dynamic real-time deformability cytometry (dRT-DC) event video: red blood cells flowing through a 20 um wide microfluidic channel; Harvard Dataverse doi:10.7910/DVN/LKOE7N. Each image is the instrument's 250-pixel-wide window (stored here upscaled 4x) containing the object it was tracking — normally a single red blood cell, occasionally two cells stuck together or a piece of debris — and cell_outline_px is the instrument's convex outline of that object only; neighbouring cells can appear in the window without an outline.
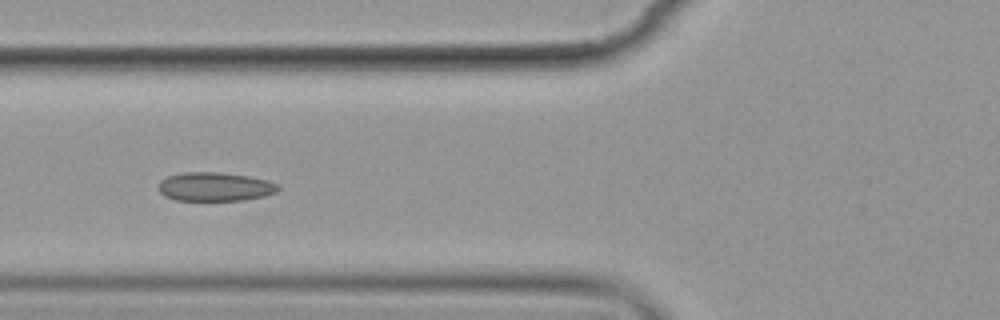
{"species": "common noctule bat (a hibernating species)", "species_latin": "Nyctalus noctula", "temperature_condition": "cold", "stored_images_in_passage": 8, "camera_frame_rate_fps": 3000, "um_per_image_px": 0.085, "animal": {"sex": "female", "body_mass_g": 19.9}, "frame": {"image": 1, "passage_image": 7, "time_ms": 7.333, "image_size_px": [1000, 320], "cell_outline_px": [[280, 188], [276, 192], [264, 196], [244, 200], [176, 200], [164, 196], [156, 188], [160, 180], [168, 176], [184, 172], [220, 172], [248, 176], [268, 180], [280, 184]], "centroid_in_image_um": [18.27, 15.87], "position_along_channel_um": 107.5, "area_um2": 20.29}}
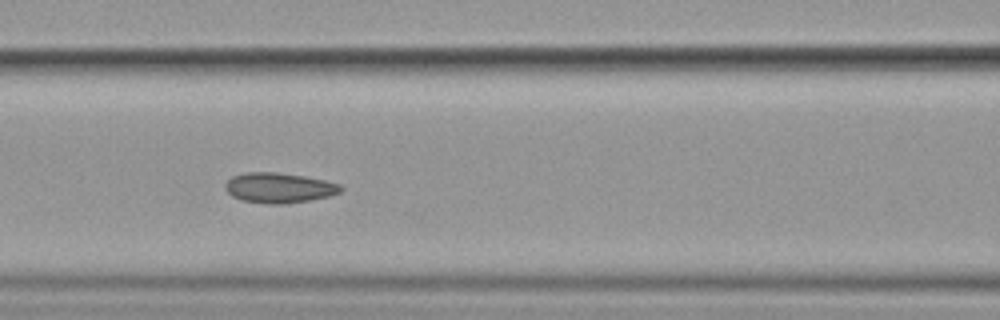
{"frame": {"image": 2, "passage_image": 8, "time_ms": 8.333, "image_size_px": [1000, 320], "cell_outline_px": [[344, 188], [340, 192], [328, 196], [308, 200], [284, 204], [268, 204], [240, 200], [232, 196], [224, 188], [224, 184], [232, 176], [244, 172], [276, 172], [304, 176], [324, 180], [340, 184]], "centroid_in_image_um": [23.68, 15.96], "position_along_channel_um": 142.9, "area_um2": 20.35}}